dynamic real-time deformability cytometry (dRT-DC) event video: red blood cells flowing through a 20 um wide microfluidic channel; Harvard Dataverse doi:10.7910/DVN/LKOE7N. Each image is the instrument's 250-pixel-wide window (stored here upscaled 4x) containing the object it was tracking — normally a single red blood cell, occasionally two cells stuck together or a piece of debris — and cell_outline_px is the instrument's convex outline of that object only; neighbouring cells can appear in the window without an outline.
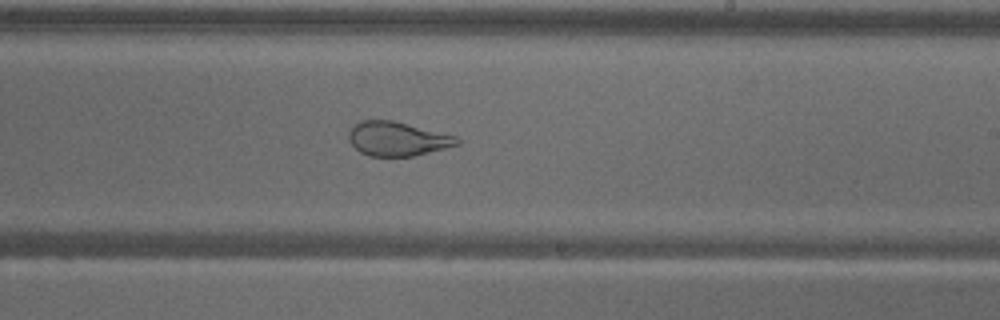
{"species": "common noctule bat (a hibernating species)", "species_latin": "Nyctalus noctula", "temperature_condition": "warm", "stored_images_in_passage": 55, "camera_frame_rate_fps": 3000, "um_per_image_px": 0.085, "animal": {"sex": "male", "body_mass_g": 18.8}, "frame": {"image": 1, "passage_image": 33, "time_ms": 10.667, "image_size_px": [1000, 320], "cell_outline_px": [[460, 144], [412, 156], [368, 156], [360, 152], [348, 140], [348, 132], [352, 124], [360, 120], [392, 120], [456, 136], [460, 140]], "centroid_in_image_um": [33.72, 11.79], "position_along_channel_um": 255.3, "area_um2": 21.5}}
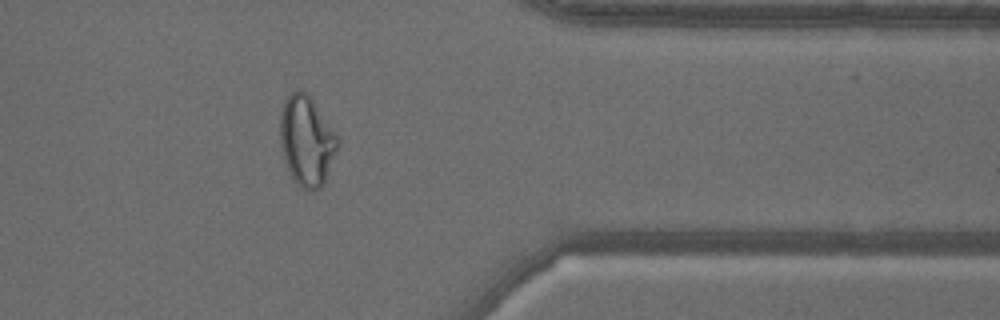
{"frame": {"image": 2, "passage_image": 45, "time_ms": 14.667, "image_size_px": [1000, 320], "cell_outline_px": [[336, 152], [324, 184], [320, 188], [300, 188], [292, 180], [288, 172], [284, 160], [280, 144], [280, 112], [284, 100], [292, 92], [300, 88], [312, 100], [336, 132]], "centroid_in_image_um": [26.02, 11.98], "position_along_channel_um": 385.4, "area_um2": 29.94}}
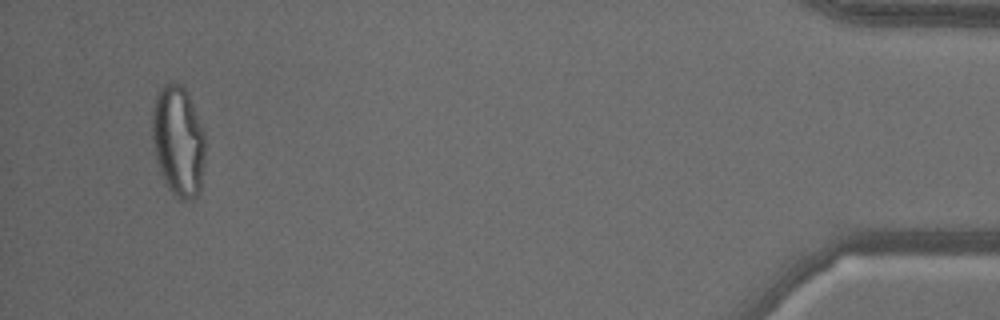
{"frame": {"image": 3, "passage_image": 53, "time_ms": 17.333, "image_size_px": [1000, 320], "cell_outline_px": [[204, 160], [200, 188], [196, 196], [192, 200], [180, 200], [168, 188], [160, 172], [156, 160], [152, 140], [152, 108], [156, 92], [164, 84], [184, 84], [188, 92], [204, 132]], "centroid_in_image_um": [15.13, 11.97], "position_along_channel_um": 420.1, "area_um2": 34.39}}